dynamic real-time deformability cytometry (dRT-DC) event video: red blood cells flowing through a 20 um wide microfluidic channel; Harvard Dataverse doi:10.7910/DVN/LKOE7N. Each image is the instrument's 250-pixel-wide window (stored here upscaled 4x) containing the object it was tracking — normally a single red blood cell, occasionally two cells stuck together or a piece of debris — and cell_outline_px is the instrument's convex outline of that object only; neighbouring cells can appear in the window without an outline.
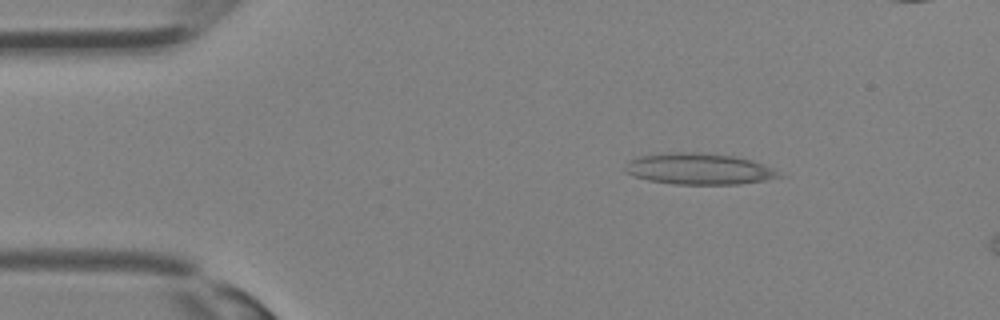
{"species": "Egyptian fruit bat (a non-hibernating species)", "species_latin": "Rousettus aegyptiacus", "temperature_condition": "room temperature", "stored_images_in_passage": 10, "camera_frame_rate_fps": 3000, "um_per_image_px": 0.085, "animal": {"sex": "female"}, "frame": {"image": 1, "passage_image": 5, "time_ms": 1.333, "image_size_px": [1000, 320], "cell_outline_px": [[780, 176], [764, 180], [740, 184], [676, 184], [648, 180], [632, 176], [624, 168], [628, 160], [636, 156], [664, 152], [696, 152], [732, 156], [752, 160], [772, 168]], "centroid_in_image_um": [59.31, 14.34], "position_along_channel_um": 25.7, "area_um2": 27.86}}